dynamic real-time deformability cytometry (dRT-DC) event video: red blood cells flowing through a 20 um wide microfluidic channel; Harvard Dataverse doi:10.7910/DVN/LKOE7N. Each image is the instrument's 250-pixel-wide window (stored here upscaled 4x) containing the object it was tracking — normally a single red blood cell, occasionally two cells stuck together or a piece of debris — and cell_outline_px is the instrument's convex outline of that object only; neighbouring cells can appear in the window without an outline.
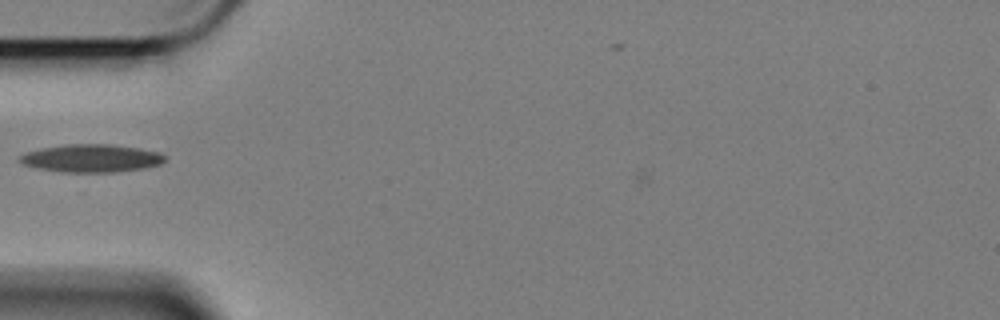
{"species": "Egyptian fruit bat (a non-hibernating species)", "species_latin": "Rousettus aegyptiacus", "temperature_condition": "cold", "stored_images_in_passage": 16, "camera_frame_rate_fps": 3000, "um_per_image_px": 0.085, "animal": {"sex": "female"}, "frame": {"image": 1, "passage_image": 1, "time_ms": 0.0, "image_size_px": [1000, 320], "cell_outline_px": [[168, 156], [160, 164], [144, 168], [116, 172], [60, 172], [36, 168], [24, 164], [20, 160], [20, 156], [28, 152], [40, 148], [68, 144], [112, 144], [140, 148], [160, 152]], "centroid_in_image_um": [7.81, 13.45], "position_along_channel_um": 77.2, "area_um2": 23.64}}
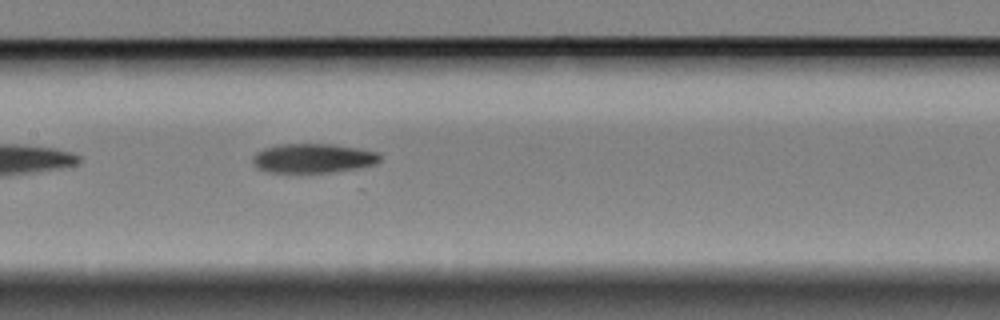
{"frame": {"image": 2, "passage_image": 10, "time_ms": 3.0, "image_size_px": [1000, 320], "cell_outline_px": [[380, 160], [376, 164], [356, 168], [332, 172], [268, 172], [256, 168], [252, 160], [252, 156], [256, 152], [264, 148], [280, 144], [336, 144], [360, 148], [380, 152]], "centroid_in_image_um": [26.62, 13.44], "position_along_channel_um": 180.8, "area_um2": 21.91}}
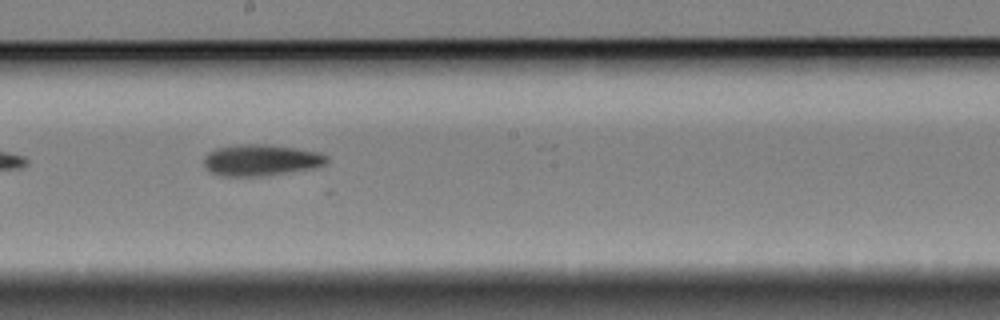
{"frame": {"image": 3, "passage_image": 14, "time_ms": 4.333, "image_size_px": [1000, 320], "cell_outline_px": [[328, 160], [324, 164], [312, 168], [260, 176], [220, 176], [208, 172], [204, 168], [204, 156], [208, 152], [216, 148], [236, 144], [264, 144], [296, 148], [320, 152], [328, 156]], "centroid_in_image_um": [22.11, 13.6], "position_along_channel_um": 226.1, "area_um2": 22.54}}